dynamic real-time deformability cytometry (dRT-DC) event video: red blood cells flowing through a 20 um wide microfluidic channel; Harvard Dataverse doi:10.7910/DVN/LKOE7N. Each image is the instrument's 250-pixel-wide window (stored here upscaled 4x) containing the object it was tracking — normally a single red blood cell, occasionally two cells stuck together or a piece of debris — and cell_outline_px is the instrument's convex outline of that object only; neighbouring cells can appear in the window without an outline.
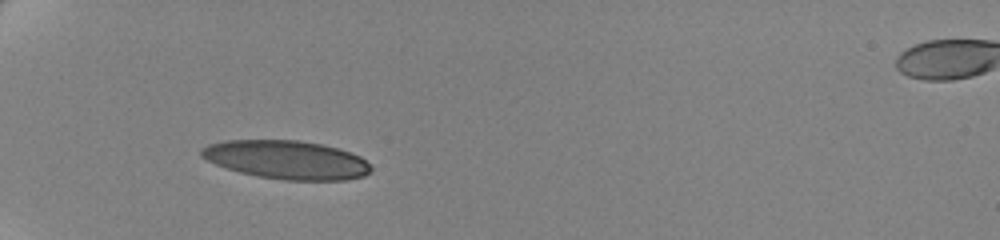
{"species": "human", "species_latin": "Homo sapiens", "temperature_condition": "cold", "stored_images_in_passage": 39, "camera_frame_rate_fps": 3000, "um_per_image_px": 0.085, "donor": {"sex": "female"}, "frame": {"image": 1, "passage_image": 1, "time_ms": 0.0, "image_size_px": [1000, 240], "cell_outline_px": [[372, 168], [364, 176], [348, 180], [284, 180], [256, 176], [240, 172], [216, 164], [200, 156], [200, 148], [208, 144], [224, 140], [300, 140], [320, 144], [336, 148], [360, 156]], "centroid_in_image_um": [24.33, 13.58], "position_along_channel_um": 60.7, "area_um2": 37.97}}
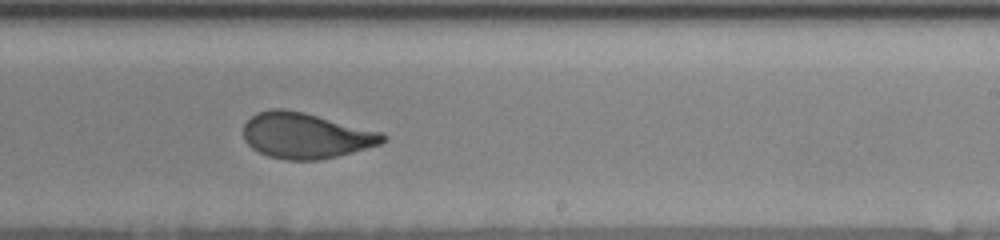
{"frame": {"image": 2, "passage_image": 20, "time_ms": 6.333, "image_size_px": [1000, 240], "cell_outline_px": [[388, 136], [380, 144], [336, 156], [320, 160], [288, 160], [268, 156], [252, 148], [244, 140], [244, 124], [256, 112], [272, 108], [284, 108], [304, 112], [384, 132]], "centroid_in_image_um": [25.99, 11.51], "position_along_channel_um": 263.0, "area_um2": 37.17}}
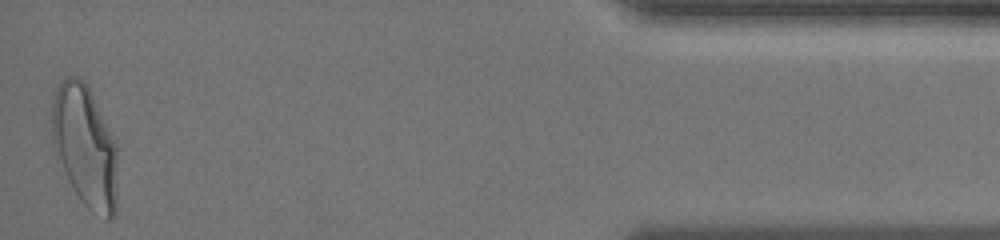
{"frame": {"image": 3, "passage_image": 39, "time_ms": 12.667, "image_size_px": [1000, 240], "cell_outline_px": [[116, 216], [108, 220], [92, 212], [80, 200], [56, 160], [52, 148], [52, 100], [56, 88], [60, 80], [68, 76], [76, 76], [84, 80], [88, 84], [116, 144]], "centroid_in_image_um": [7.19, 12.42], "position_along_channel_um": 428.0, "area_um2": 47.11}, "authors_computed_cell_mechanics": {"area_um2": 37.9746, "velocity_mm_per_s": 3.4952, "shape_relaxation_time_tau1_ms": 5.3941, "shape_relaxation_time_tau2_ms": 0.9867, "deformation_change_tau1": 0.2012, "deformation_change_tau2": 0.0714}}